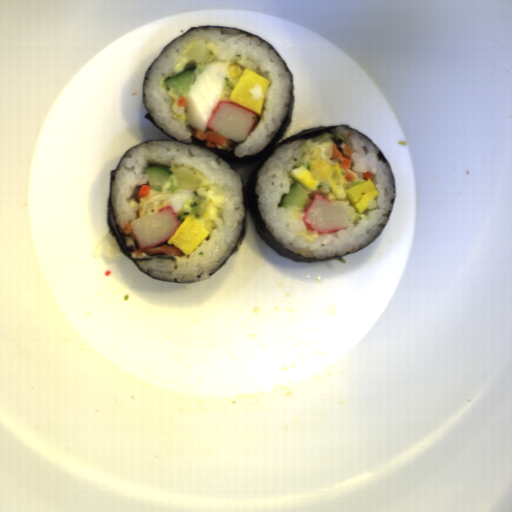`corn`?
<instances>
[{"instance_id": "51d56268", "label": "corn", "mask_w": 512, "mask_h": 512, "mask_svg": "<svg viewBox=\"0 0 512 512\" xmlns=\"http://www.w3.org/2000/svg\"><path fill=\"white\" fill-rule=\"evenodd\" d=\"M227 72H228L230 79L239 80L243 71H242L240 65H235V64L231 63L228 66Z\"/></svg>"}]
</instances>
